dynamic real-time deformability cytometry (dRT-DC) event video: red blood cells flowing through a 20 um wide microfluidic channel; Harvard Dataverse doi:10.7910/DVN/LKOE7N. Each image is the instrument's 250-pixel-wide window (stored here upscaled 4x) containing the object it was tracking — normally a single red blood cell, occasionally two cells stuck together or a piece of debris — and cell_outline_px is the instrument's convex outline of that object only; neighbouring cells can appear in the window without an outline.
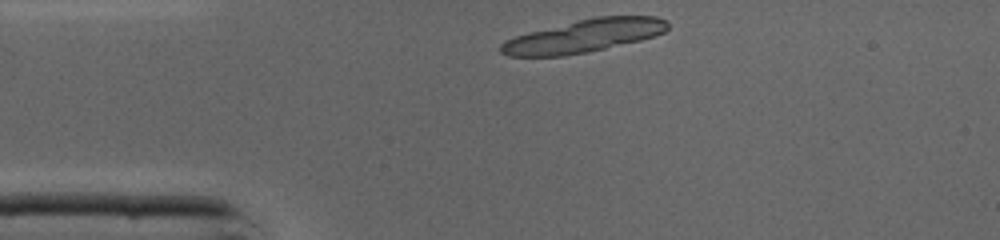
{"species": "common noctule bat (a hibernating species)", "species_latin": "Nyctalus noctula", "temperature_condition": "cold", "stored_images_in_passage": 19, "camera_frame_rate_fps": 3000, "um_per_image_px": 0.085, "animal": {"sex": "male", "body_mass_g": 19.0, "forearm_length_mm": 50.8}, "frame": {"image": 1, "passage_image": 1, "time_ms": 0.0, "image_size_px": [1000, 240], "cell_outline_px": [[668, 28], [664, 32], [640, 40], [588, 52], [564, 56], [508, 56], [500, 52], [500, 44], [504, 40], [528, 32], [592, 16], [656, 16], [664, 20], [668, 24]], "centroid_in_image_um": [49.6, 3.05], "position_along_channel_um": 35.4, "area_um2": 31.91}}